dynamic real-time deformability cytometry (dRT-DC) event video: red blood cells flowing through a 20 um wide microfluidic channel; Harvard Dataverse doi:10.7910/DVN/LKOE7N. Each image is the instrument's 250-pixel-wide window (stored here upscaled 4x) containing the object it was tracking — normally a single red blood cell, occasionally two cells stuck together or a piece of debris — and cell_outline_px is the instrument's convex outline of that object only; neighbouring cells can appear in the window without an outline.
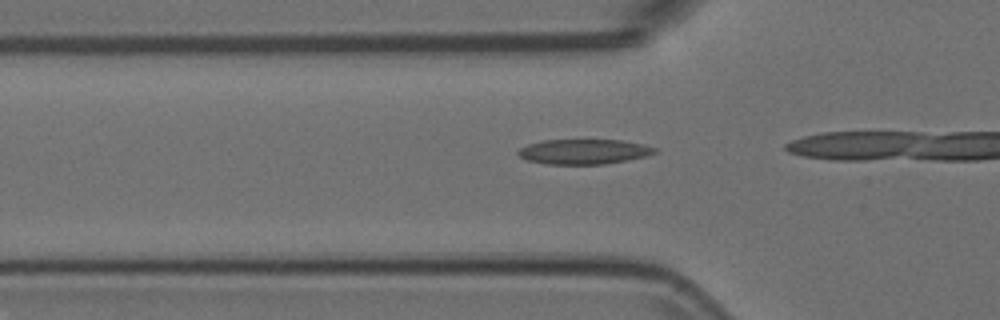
{"species": "Egyptian fruit bat (a non-hibernating species)", "species_latin": "Rousettus aegyptiacus", "temperature_condition": "room temperature", "stored_images_in_passage": 16, "camera_frame_rate_fps": 3000, "um_per_image_px": 0.085, "animal": {"sex": "female"}, "frame": {"image": 1, "passage_image": 12, "time_ms": 3.667, "image_size_px": [1000, 320], "cell_outline_px": [[660, 152], [644, 156], [604, 164], [548, 164], [528, 160], [520, 156], [516, 152], [520, 148], [528, 144], [544, 140], [620, 140], [644, 144], [656, 148]], "centroid_in_image_um": [49.63, 12.88], "position_along_channel_um": 76.2, "area_um2": 19.71}}